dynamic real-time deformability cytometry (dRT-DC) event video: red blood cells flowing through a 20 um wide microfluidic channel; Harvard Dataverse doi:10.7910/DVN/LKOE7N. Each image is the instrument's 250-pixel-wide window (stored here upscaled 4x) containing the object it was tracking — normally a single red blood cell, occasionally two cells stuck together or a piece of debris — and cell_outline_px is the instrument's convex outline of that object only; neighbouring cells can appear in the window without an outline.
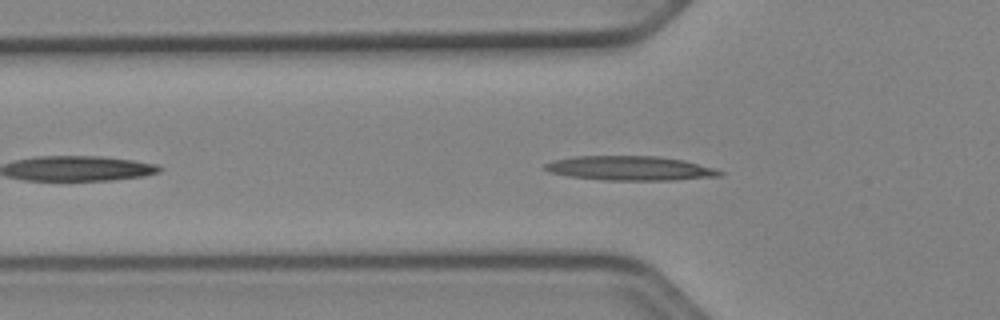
{"species": "Egyptian fruit bat (a non-hibernating species)", "species_latin": "Rousettus aegyptiacus", "temperature_condition": "cold", "stored_images_in_passage": 36, "camera_frame_rate_fps": 3000, "um_per_image_px": 0.085, "animal": {"sex": "female"}, "frame": {"image": 1, "passage_image": 6, "time_ms": 1.667, "image_size_px": [1000, 320], "cell_outline_px": [[724, 172], [720, 176], [676, 180], [604, 180], [568, 176], [552, 172], [544, 168], [544, 164], [552, 160], [576, 156], [656, 156], [684, 160], [716, 168]], "centroid_in_image_um": [53.59, 14.3], "position_along_channel_um": 72.2, "area_um2": 24.85}}
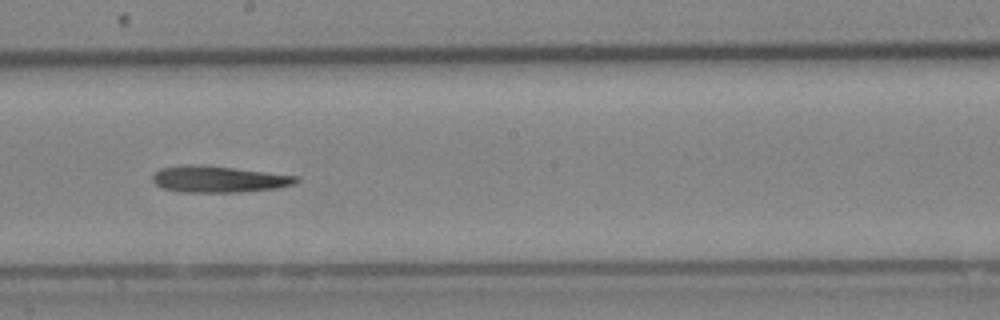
{"frame": {"image": 2, "passage_image": 18, "time_ms": 5.667, "image_size_px": [1000, 320], "cell_outline_px": [[300, 180], [292, 184], [276, 188], [236, 192], [180, 192], [164, 188], [156, 184], [152, 180], [152, 176], [160, 168], [184, 164], [192, 164], [232, 168], [300, 176]], "centroid_in_image_um": [18.56, 15.23], "position_along_channel_um": 229.6, "area_um2": 21.91}}
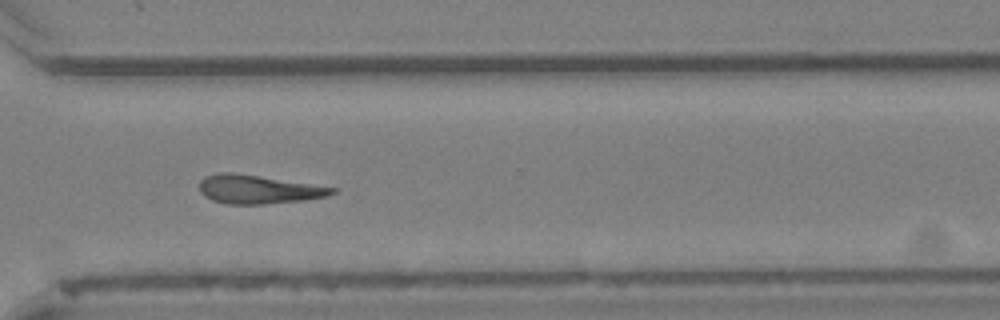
{"frame": {"image": 3, "passage_image": 27, "time_ms": 8.667, "image_size_px": [1000, 320], "cell_outline_px": [[336, 192], [324, 196], [300, 200], [264, 204], [228, 204], [212, 200], [204, 196], [200, 192], [200, 180], [204, 176], [220, 172], [228, 172], [256, 176], [336, 188]], "centroid_in_image_um": [21.86, 16.1], "position_along_channel_um": 348.7, "area_um2": 21.56}}